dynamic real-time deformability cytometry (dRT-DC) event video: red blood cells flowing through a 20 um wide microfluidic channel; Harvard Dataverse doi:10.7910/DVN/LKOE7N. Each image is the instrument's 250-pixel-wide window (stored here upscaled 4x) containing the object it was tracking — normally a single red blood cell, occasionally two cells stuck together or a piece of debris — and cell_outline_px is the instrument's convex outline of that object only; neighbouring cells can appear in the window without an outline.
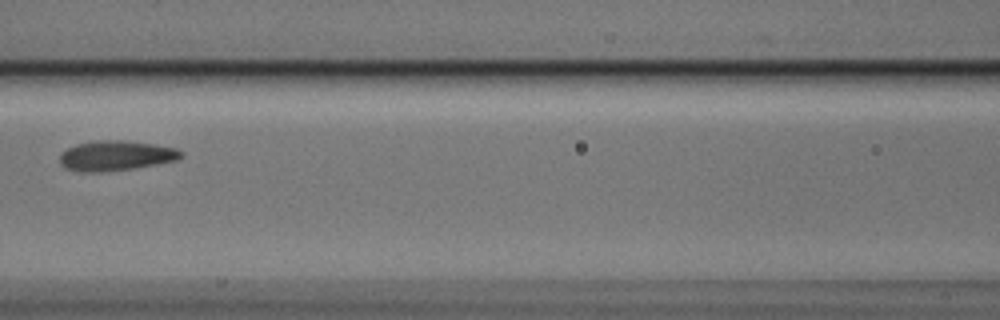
{"species": "Egyptian fruit bat (a non-hibernating species)", "species_latin": "Rousettus aegyptiacus", "temperature_condition": "cold", "stored_images_in_passage": 6, "camera_frame_rate_fps": 3000, "um_per_image_px": 0.085, "animal": {"sex": "male"}, "frame": {"image": 1, "passage_image": 5, "time_ms": 1.333, "image_size_px": [1000, 320], "cell_outline_px": [[184, 156], [176, 160], [156, 164], [132, 168], [100, 172], [84, 172], [64, 168], [60, 164], [60, 152], [76, 144], [96, 140], [124, 140], [152, 144], [176, 148], [184, 152]], "centroid_in_image_um": [9.83, 13.22], "position_along_channel_um": 156.8, "area_um2": 21.21}}
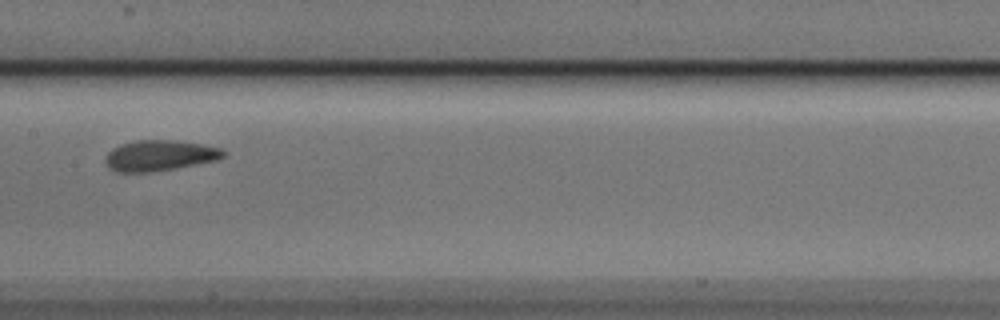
{"frame": {"image": 2, "passage_image": 6, "time_ms": 1.667, "image_size_px": [1000, 320], "cell_outline_px": [[224, 156], [216, 160], [176, 168], [148, 172], [116, 172], [108, 168], [104, 160], [104, 156], [112, 148], [120, 144], [136, 140], [176, 140], [204, 144], [220, 148], [224, 152]], "centroid_in_image_um": [13.51, 13.21], "position_along_channel_um": 193.9, "area_um2": 21.21}}